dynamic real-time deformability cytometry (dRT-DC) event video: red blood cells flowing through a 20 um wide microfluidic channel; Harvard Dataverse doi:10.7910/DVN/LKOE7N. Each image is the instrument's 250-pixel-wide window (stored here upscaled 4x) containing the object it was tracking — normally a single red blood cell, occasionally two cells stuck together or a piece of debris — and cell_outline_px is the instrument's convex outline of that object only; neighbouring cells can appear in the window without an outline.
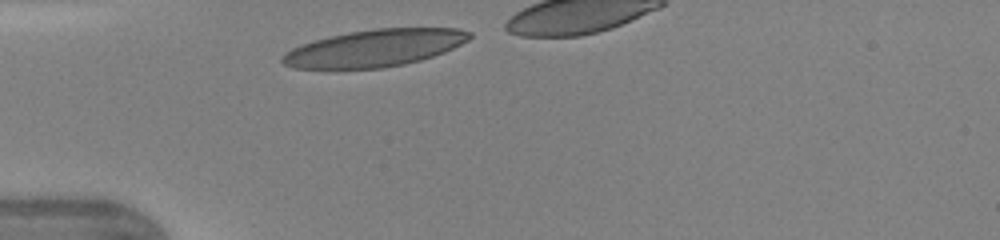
{"species": "human", "species_latin": "Homo sapiens", "temperature_condition": "warm", "stored_images_in_passage": 26, "camera_frame_rate_fps": 3000, "um_per_image_px": 0.085, "donor": {"sex": "female"}, "frame": {"image": 1, "passage_image": 1, "time_ms": 0.0, "image_size_px": [1000, 240], "cell_outline_px": [[472, 36], [468, 40], [444, 52], [420, 60], [404, 64], [380, 68], [292, 68], [284, 64], [280, 60], [280, 56], [284, 52], [300, 44], [348, 32], [372, 28], [456, 28], [472, 32]], "centroid_in_image_um": [31.82, 4.08], "position_along_channel_um": 53.2, "area_um2": 40.29}}